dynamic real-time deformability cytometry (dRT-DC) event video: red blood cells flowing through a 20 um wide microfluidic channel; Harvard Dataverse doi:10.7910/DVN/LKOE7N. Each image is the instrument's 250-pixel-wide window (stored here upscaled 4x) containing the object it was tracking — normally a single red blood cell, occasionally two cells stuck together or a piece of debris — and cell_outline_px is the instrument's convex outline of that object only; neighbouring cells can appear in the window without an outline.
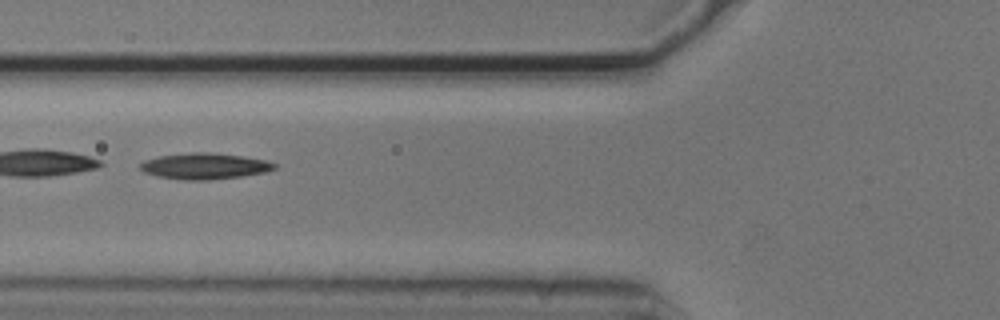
{"species": "common noctule bat (a hibernating species)", "species_latin": "Nyctalus noctula", "temperature_condition": "cold", "stored_images_in_passage": 7, "camera_frame_rate_fps": 3000, "um_per_image_px": 0.085, "animal": {"sex": "male", "body_mass_g": 20.5, "forearm_length_mm": 52.5}, "frame": {"image": 1, "passage_image": 2, "time_ms": 0.333, "image_size_px": [1000, 320], "cell_outline_px": [[276, 168], [264, 172], [240, 176], [208, 180], [184, 180], [156, 176], [144, 172], [140, 168], [140, 164], [144, 160], [160, 156], [192, 152], [208, 152], [240, 156], [268, 160], [276, 164]], "centroid_in_image_um": [17.37, 14.12], "position_along_channel_um": 108.4, "area_um2": 20.23}}
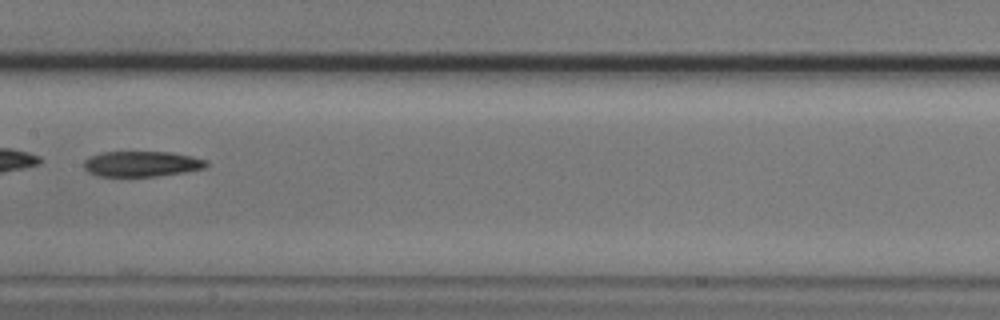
{"frame": {"image": 2, "passage_image": 4, "time_ms": 1.0, "image_size_px": [1000, 320], "cell_outline_px": [[208, 164], [204, 168], [184, 172], [156, 176], [96, 176], [88, 172], [84, 168], [84, 160], [100, 152], [168, 152], [192, 156], [208, 160]], "centroid_in_image_um": [12.04, 13.93], "position_along_channel_um": 195.4, "area_um2": 18.15}}
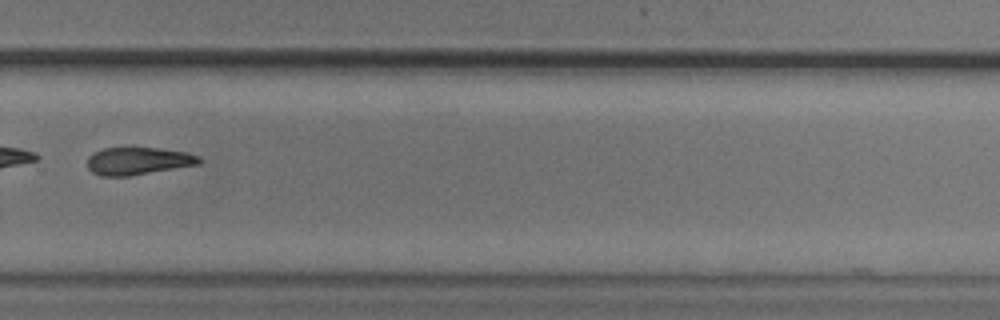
{"frame": {"image": 3, "passage_image": 7, "time_ms": 2.0, "image_size_px": [1000, 320], "cell_outline_px": [[204, 160], [200, 164], [128, 176], [100, 176], [92, 172], [88, 168], [88, 156], [92, 152], [104, 148], [132, 144], [188, 152], [200, 156]], "centroid_in_image_um": [11.74, 13.62], "position_along_channel_um": 318.1, "area_um2": 18.9}}